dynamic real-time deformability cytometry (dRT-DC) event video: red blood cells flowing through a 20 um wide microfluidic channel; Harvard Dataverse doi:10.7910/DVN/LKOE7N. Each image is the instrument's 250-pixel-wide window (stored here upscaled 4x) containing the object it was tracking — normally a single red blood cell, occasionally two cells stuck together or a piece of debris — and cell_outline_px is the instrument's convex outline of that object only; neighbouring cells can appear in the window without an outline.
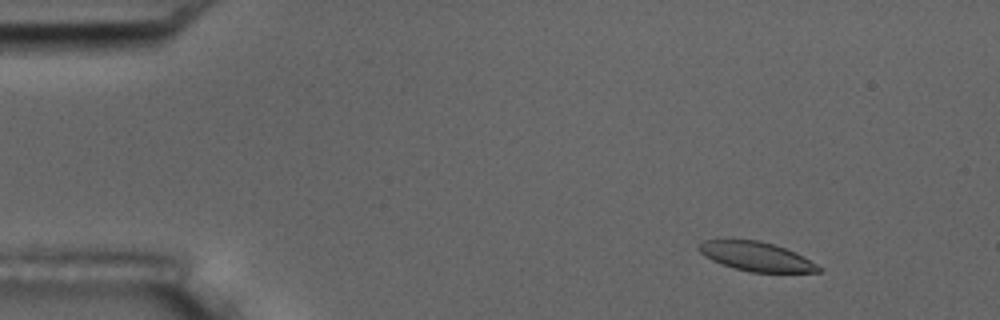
{"species": "common noctule bat (a hibernating species)", "species_latin": "Nyctalus noctula", "temperature_condition": "room temperature", "stored_images_in_passage": 4, "camera_frame_rate_fps": 3000, "um_per_image_px": 0.085, "animal": {"sex": "male", "body_mass_g": 17.5, "forearm_length_mm": 52.3}, "frame": {"image": 1, "passage_image": 1, "time_ms": 0.0, "image_size_px": [1000, 320], "cell_outline_px": [[824, 268], [820, 272], [752, 272], [736, 268], [712, 260], [704, 256], [696, 248], [696, 244], [704, 240], [760, 240], [784, 248]], "centroid_in_image_um": [64.23, 21.79], "position_along_channel_um": 20.8, "area_um2": 19.94}}
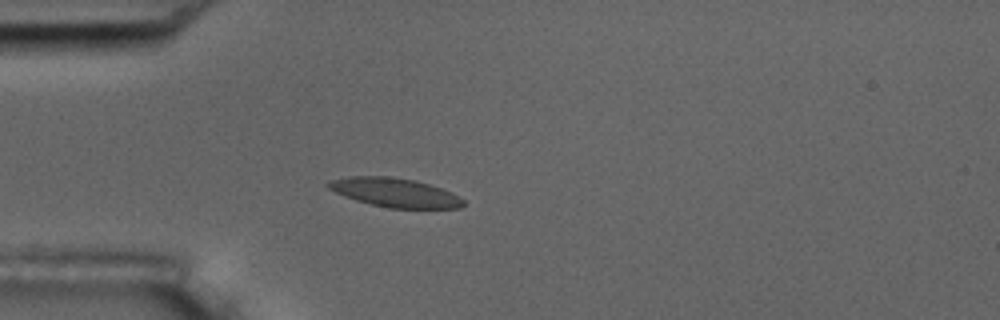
{"frame": {"image": 2, "passage_image": 3, "time_ms": 3.0, "image_size_px": [1000, 320], "cell_outline_px": [[464, 204], [460, 208], [388, 208], [356, 200], [336, 192], [328, 188], [324, 184], [328, 180], [348, 176], [388, 176], [412, 180], [428, 184], [452, 192], [464, 200]], "centroid_in_image_um": [33.53, 16.36], "position_along_channel_um": 51.5, "area_um2": 22.66}}